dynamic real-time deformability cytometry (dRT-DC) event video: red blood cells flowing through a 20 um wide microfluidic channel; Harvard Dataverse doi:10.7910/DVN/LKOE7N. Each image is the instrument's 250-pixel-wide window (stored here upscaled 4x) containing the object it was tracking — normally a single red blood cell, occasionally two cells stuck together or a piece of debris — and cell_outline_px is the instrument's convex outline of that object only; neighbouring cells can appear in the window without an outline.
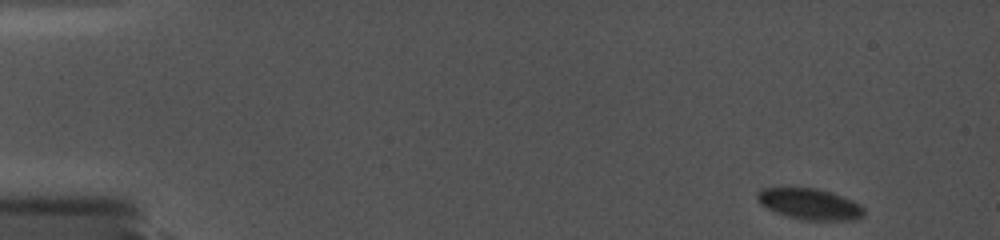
{"species": "common noctule bat (a hibernating species)", "species_latin": "Nyctalus noctula", "temperature_condition": "cold", "stored_images_in_passage": 19, "camera_frame_rate_fps": 5000, "um_per_image_px": 0.085, "animal": {"sex": "female", "body_mass_g": 19.0, "forearm_length_mm": 56.7}, "frame": {"image": 1, "passage_image": 1, "time_ms": 0.0, "image_size_px": [1000, 240], "cell_outline_px": [[864, 216], [856, 220], [804, 220], [788, 216], [776, 212], [760, 204], [756, 196], [756, 192], [760, 188], [816, 188], [832, 192], [852, 200], [860, 204], [864, 208]], "centroid_in_image_um": [68.84, 17.34], "position_along_channel_um": 16.2, "area_um2": 19.36}}